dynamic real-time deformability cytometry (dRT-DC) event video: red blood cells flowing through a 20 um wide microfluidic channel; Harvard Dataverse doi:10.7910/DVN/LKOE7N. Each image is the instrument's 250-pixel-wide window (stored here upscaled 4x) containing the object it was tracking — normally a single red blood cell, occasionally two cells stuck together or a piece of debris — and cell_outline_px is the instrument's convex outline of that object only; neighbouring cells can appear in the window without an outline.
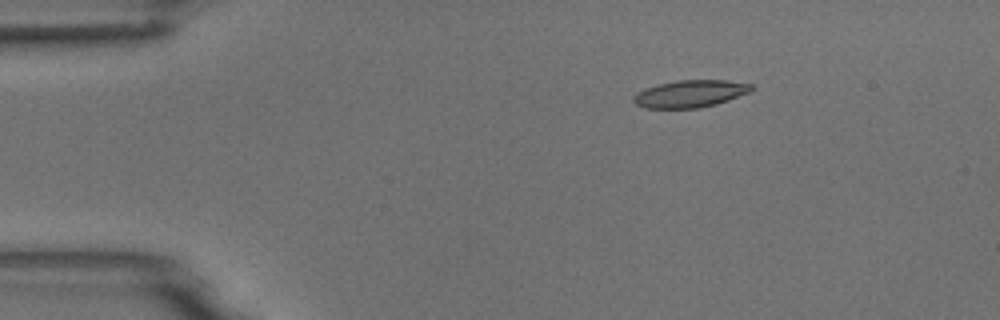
{"species": "common noctule bat (a hibernating species)", "species_latin": "Nyctalus noctula", "temperature_condition": "room temperature", "stored_images_in_passage": 4, "camera_frame_rate_fps": 3000, "um_per_image_px": 0.085, "animal": {"sex": "male", "body_mass_g": 18.8}, "frame": {"image": 1, "passage_image": 2, "time_ms": 0.333, "image_size_px": [1000, 320], "cell_outline_px": [[756, 88], [752, 92], [716, 104], [700, 108], [644, 108], [636, 104], [632, 100], [632, 96], [644, 88], [656, 84], [676, 80], [724, 80], [752, 84]], "centroid_in_image_um": [58.67, 7.96], "position_along_channel_um": 26.3, "area_um2": 19.02}}
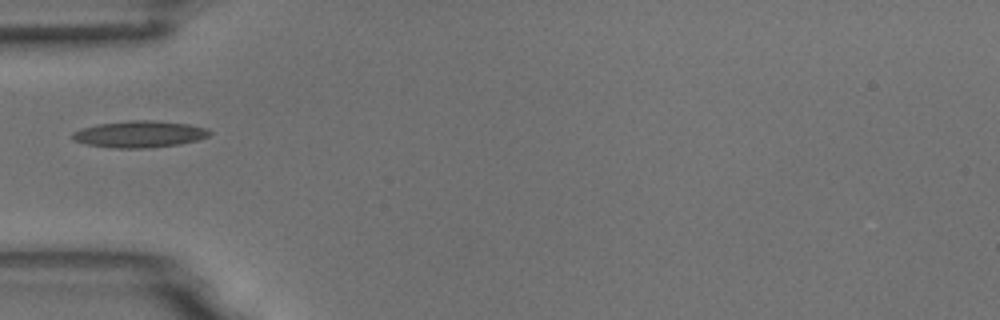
{"frame": {"image": 2, "passage_image": 4, "time_ms": 1.0, "image_size_px": [1000, 320], "cell_outline_px": [[212, 132], [208, 136], [196, 140], [180, 144], [148, 148], [112, 148], [88, 144], [76, 140], [72, 136], [72, 132], [80, 128], [96, 124], [128, 120], [156, 120], [188, 124], [208, 128]], "centroid_in_image_um": [11.87, 11.39], "position_along_channel_um": 73.1, "area_um2": 21.39}}